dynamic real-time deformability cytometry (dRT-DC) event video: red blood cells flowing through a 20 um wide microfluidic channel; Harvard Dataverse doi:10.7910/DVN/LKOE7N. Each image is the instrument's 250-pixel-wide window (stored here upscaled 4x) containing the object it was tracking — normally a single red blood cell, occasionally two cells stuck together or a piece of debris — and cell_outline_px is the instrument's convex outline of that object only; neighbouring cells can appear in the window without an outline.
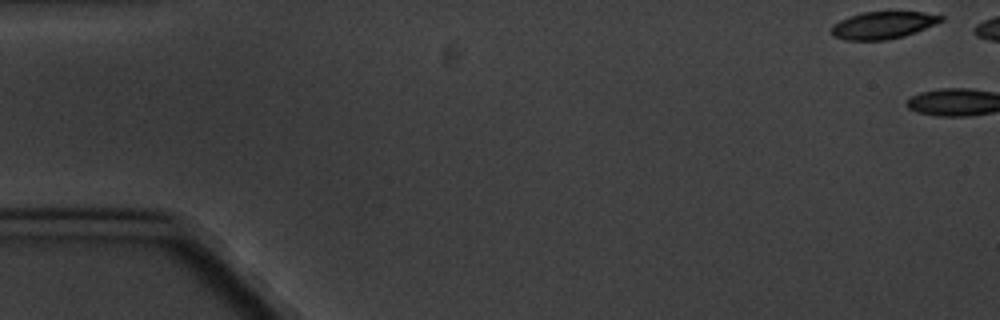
{"species": "common noctule bat (a hibernating species)", "species_latin": "Nyctalus noctula", "temperature_condition": "cold", "stored_images_in_passage": 2, "camera_frame_rate_fps": 3000, "um_per_image_px": 0.085, "animal": {"sex": "male", "body_mass_g": 20.1, "forearm_length_mm": 53.5}, "frame": {"image": 1, "passage_image": 1, "time_ms": 0.0, "image_size_px": [1000, 320], "cell_outline_px": [[944, 20], [916, 32], [904, 36], [888, 40], [844, 40], [832, 36], [832, 24], [848, 16], [864, 12], [924, 12], [944, 16]], "centroid_in_image_um": [75.04, 2.14], "position_along_channel_um": 10.0, "area_um2": 17.46}}